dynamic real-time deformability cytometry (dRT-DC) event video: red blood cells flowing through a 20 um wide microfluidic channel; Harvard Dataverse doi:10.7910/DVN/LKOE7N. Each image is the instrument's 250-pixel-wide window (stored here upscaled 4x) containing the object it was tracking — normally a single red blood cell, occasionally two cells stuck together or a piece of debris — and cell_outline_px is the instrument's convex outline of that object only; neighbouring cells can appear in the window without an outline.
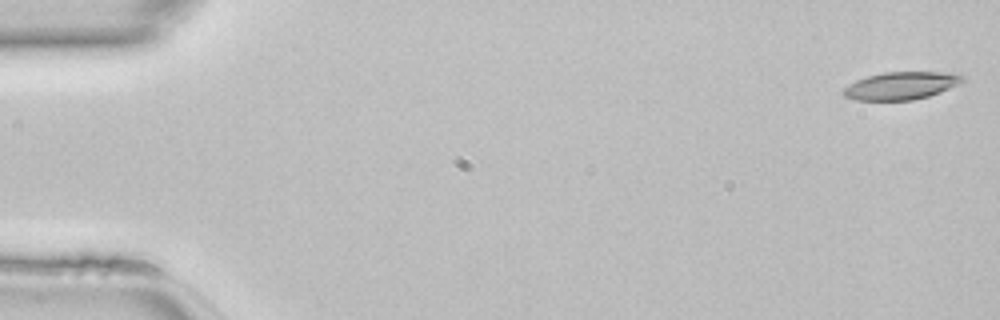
{"species": "common noctule bat (a hibernating species)", "species_latin": "Nyctalus noctula", "temperature_condition": "room temperature", "stored_images_in_passage": 44, "camera_frame_rate_fps": 3000, "um_per_image_px": 0.085, "animal": {"sex": "female", "body_mass_g": 22.7, "forearm_length_mm": 54.2}, "frame": {"image": 1, "passage_image": 1, "time_ms": 0.0, "image_size_px": [1000, 320], "cell_outline_px": [[964, 80], [940, 92], [928, 96], [912, 100], [856, 100], [844, 96], [840, 92], [844, 88], [856, 80], [868, 76], [884, 72], [960, 72], [964, 76]], "centroid_in_image_um": [76.59, 7.27], "position_along_channel_um": 8.4, "area_um2": 19.19}}
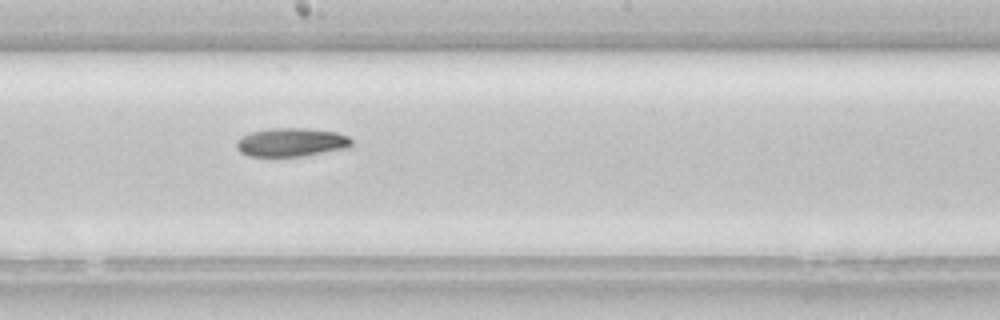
{"frame": {"image": 2, "passage_image": 26, "time_ms": 8.333, "image_size_px": [1000, 320], "cell_outline_px": [[352, 144], [348, 148], [304, 156], [248, 156], [240, 152], [236, 148], [236, 140], [252, 132], [268, 128], [304, 128], [336, 132], [348, 136], [352, 140]], "centroid_in_image_um": [24.77, 12.09], "position_along_channel_um": 223.4, "area_um2": 19.19}}
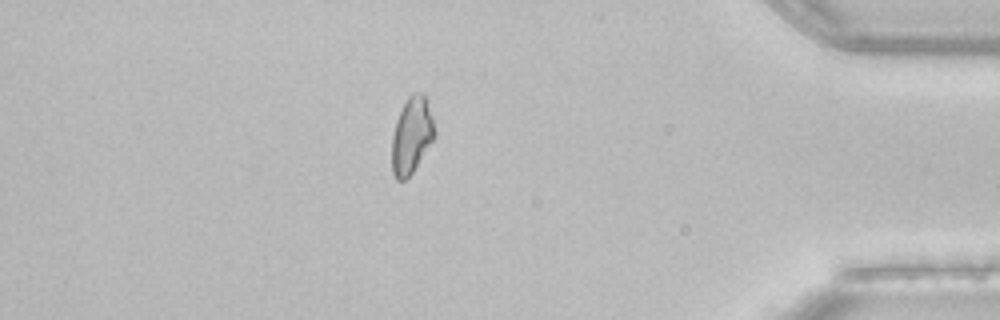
{"frame": {"image": 3, "passage_image": 41, "time_ms": 13.333, "image_size_px": [1000, 320], "cell_outline_px": [[436, 136], [412, 172], [404, 180], [396, 180], [392, 172], [392, 136], [396, 120], [408, 96], [412, 92], [424, 92], [432, 116], [436, 132]], "centroid_in_image_um": [35.0, 11.48], "position_along_channel_um": 400.2, "area_um2": 19.02}}